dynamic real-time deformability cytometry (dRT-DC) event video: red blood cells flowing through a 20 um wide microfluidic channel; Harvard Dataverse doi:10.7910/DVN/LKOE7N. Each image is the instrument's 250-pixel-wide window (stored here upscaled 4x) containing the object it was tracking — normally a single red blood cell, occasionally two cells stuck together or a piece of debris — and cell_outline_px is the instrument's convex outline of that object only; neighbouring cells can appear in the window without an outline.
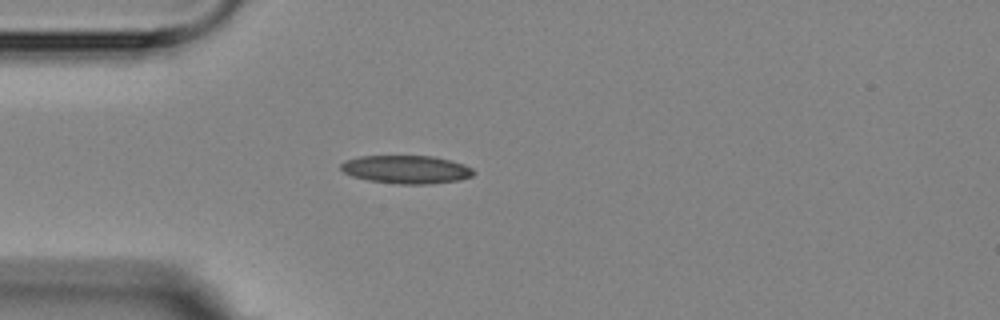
{"species": "Egyptian fruit bat (a non-hibernating species)", "species_latin": "Rousettus aegyptiacus", "temperature_condition": "room temperature", "stored_images_in_passage": 1, "camera_frame_rate_fps": 3000, "um_per_image_px": 0.085, "animal": {"sex": "female"}, "frame": {"image": 1, "passage_image": 1, "time_ms": 0.0, "image_size_px": [1000, 320], "cell_outline_px": [[476, 172], [472, 176], [460, 180], [432, 184], [396, 184], [368, 180], [352, 176], [344, 172], [340, 168], [340, 164], [344, 160], [360, 156], [432, 156], [464, 164], [472, 168]], "centroid_in_image_um": [34.53, 14.41], "position_along_channel_um": 50.5, "area_um2": 21.91}}